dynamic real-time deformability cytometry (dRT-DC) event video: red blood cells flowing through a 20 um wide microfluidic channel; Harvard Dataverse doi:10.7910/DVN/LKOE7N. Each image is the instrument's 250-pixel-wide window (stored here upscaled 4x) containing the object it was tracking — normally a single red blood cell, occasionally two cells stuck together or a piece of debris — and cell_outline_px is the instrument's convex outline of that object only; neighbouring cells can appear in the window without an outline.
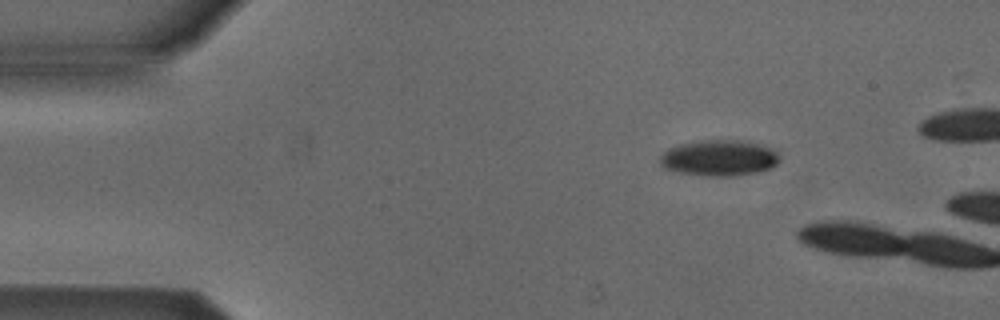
{"species": "Egyptian fruit bat (a non-hibernating species)", "species_latin": "Rousettus aegyptiacus", "temperature_condition": "cold", "stored_images_in_passage": 3, "camera_frame_rate_fps": 3000, "um_per_image_px": 0.085, "animal": {"sex": "male"}, "frame": {"image": 1, "passage_image": 1, "time_ms": 0.0, "image_size_px": [1000, 320], "cell_outline_px": [[780, 160], [776, 164], [768, 168], [756, 172], [736, 176], [700, 176], [676, 172], [664, 168], [660, 164], [660, 156], [668, 148], [680, 144], [700, 140], [748, 140], [760, 144], [776, 152], [780, 156]], "centroid_in_image_um": [61.1, 13.43], "position_along_channel_um": 23.9, "area_um2": 25.26}}